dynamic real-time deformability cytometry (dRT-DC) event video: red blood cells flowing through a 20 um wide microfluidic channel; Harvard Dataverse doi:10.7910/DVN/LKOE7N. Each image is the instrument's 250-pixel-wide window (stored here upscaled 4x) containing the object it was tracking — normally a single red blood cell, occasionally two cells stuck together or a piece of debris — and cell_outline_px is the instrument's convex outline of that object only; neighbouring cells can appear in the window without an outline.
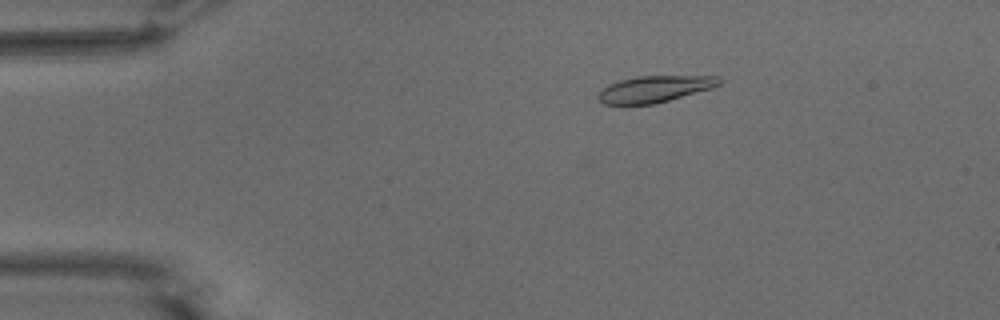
{"species": "common noctule bat (a hibernating species)", "species_latin": "Nyctalus noctula", "temperature_condition": "warm", "stored_images_in_passage": 55, "camera_frame_rate_fps": 3000, "um_per_image_px": 0.085, "animal": {"sex": "male", "body_mass_g": 15.6}, "frame": {"image": 1, "passage_image": 10, "time_ms": 3.0, "image_size_px": [1000, 320], "cell_outline_px": [[724, 80], [720, 84], [712, 88], [668, 100], [652, 104], [604, 104], [596, 96], [600, 88], [608, 84], [620, 80], [636, 76], [720, 76]], "centroid_in_image_um": [55.63, 7.55], "position_along_channel_um": 29.4, "area_um2": 18.73}}
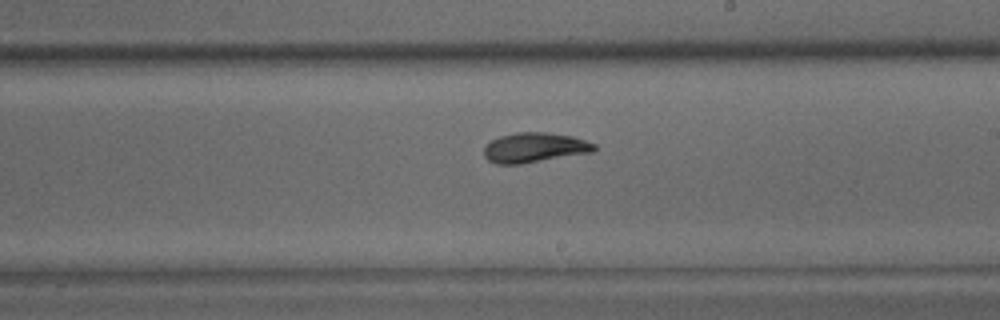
{"frame": {"image": 2, "passage_image": 32, "time_ms": 10.333, "image_size_px": [1000, 320], "cell_outline_px": [[596, 148], [592, 152], [520, 164], [496, 164], [488, 160], [484, 156], [484, 148], [492, 140], [500, 136], [516, 132], [544, 132], [572, 136], [596, 144]], "centroid_in_image_um": [45.42, 12.54], "position_along_channel_um": 243.6, "area_um2": 19.02}}
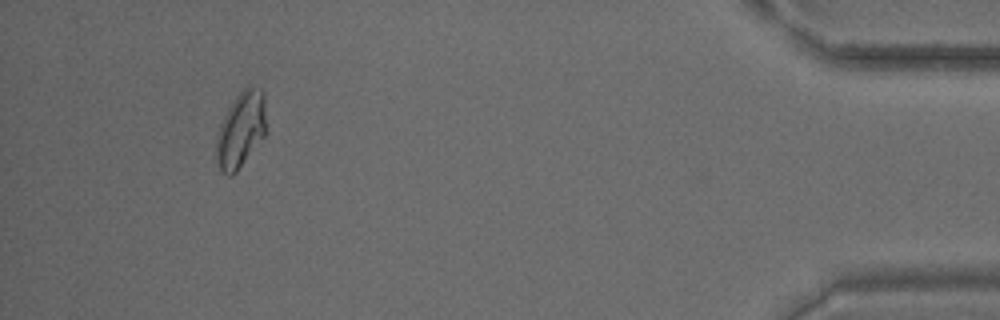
{"frame": {"image": 3, "passage_image": 51, "time_ms": 16.667, "image_size_px": [1000, 320], "cell_outline_px": [[264, 136], [236, 172], [232, 176], [228, 176], [220, 168], [216, 160], [216, 132], [232, 100], [248, 84], [260, 88], [264, 92]], "centroid_in_image_um": [20.44, 11.0], "position_along_channel_um": 414.8, "area_um2": 21.85}, "authors_computed_cell_mechanics": {"area_um2": 19.1318, "velocity_mm_per_s": 3.7012, "shape_relaxation_time_tau1_ms": 5.7641, "shape_relaxation_time_tau2_ms": 2.9724, "deformation_change_tau1": 0.182, "deformation_change_tau2": 0.0733}}